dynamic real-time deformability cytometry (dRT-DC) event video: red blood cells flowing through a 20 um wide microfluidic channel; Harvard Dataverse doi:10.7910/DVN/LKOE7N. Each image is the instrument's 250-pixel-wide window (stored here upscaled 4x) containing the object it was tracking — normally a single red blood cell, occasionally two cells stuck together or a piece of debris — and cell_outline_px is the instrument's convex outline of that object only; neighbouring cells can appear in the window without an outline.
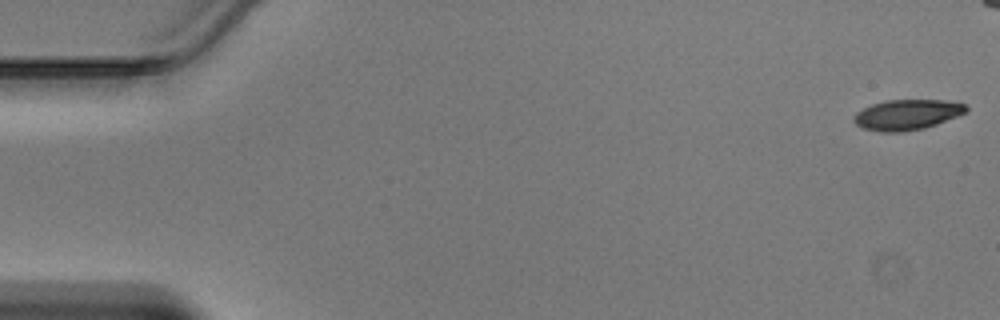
{"species": "Egyptian fruit bat (a non-hibernating species)", "species_latin": "Rousettus aegyptiacus", "temperature_condition": "warm", "stored_images_in_passage": 8, "camera_frame_rate_fps": 3000, "um_per_image_px": 0.085, "animal": {"sex": "male"}, "frame": {"image": 1, "passage_image": 1, "time_ms": 0.0, "image_size_px": [1000, 320], "cell_outline_px": [[968, 108], [964, 112], [956, 116], [936, 124], [924, 128], [904, 132], [880, 132], [864, 128], [856, 124], [852, 120], [856, 112], [872, 104], [884, 100], [944, 100], [964, 104]], "centroid_in_image_um": [77.05, 9.75], "position_along_channel_um": 8.0, "area_um2": 19.71}}